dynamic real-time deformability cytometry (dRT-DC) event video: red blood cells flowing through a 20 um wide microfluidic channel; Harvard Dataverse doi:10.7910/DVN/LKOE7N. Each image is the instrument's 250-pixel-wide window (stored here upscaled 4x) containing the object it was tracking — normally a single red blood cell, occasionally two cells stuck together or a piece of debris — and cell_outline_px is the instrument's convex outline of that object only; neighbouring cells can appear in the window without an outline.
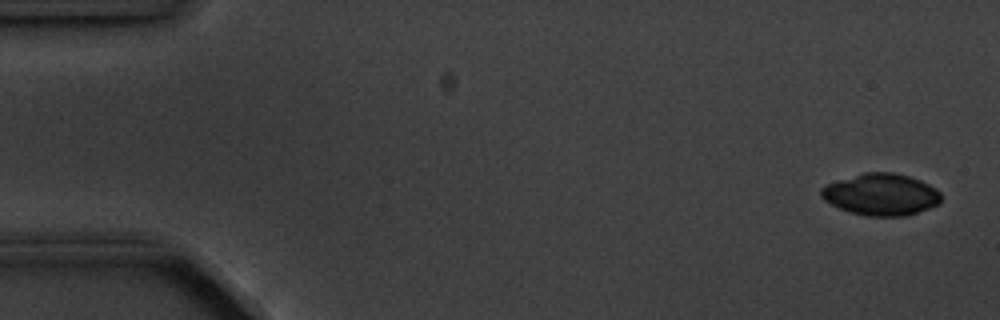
{"species": "common noctule bat (a hibernating species)", "species_latin": "Nyctalus noctula", "temperature_condition": "cold", "stored_images_in_passage": 6, "camera_frame_rate_fps": 3000, "um_per_image_px": 0.085, "animal": {"sex": "male", "body_mass_g": 20.1, "forearm_length_mm": 53.5}, "frame": {"image": 1, "passage_image": 1, "time_ms": 0.0, "image_size_px": [1000, 320], "cell_outline_px": [[940, 200], [936, 204], [928, 208], [908, 216], [864, 216], [840, 208], [824, 200], [820, 196], [820, 188], [828, 184], [864, 172], [892, 172], [908, 176], [920, 180], [936, 188], [940, 192]], "centroid_in_image_um": [74.89, 16.53], "position_along_channel_um": 10.1, "area_um2": 28.96}}